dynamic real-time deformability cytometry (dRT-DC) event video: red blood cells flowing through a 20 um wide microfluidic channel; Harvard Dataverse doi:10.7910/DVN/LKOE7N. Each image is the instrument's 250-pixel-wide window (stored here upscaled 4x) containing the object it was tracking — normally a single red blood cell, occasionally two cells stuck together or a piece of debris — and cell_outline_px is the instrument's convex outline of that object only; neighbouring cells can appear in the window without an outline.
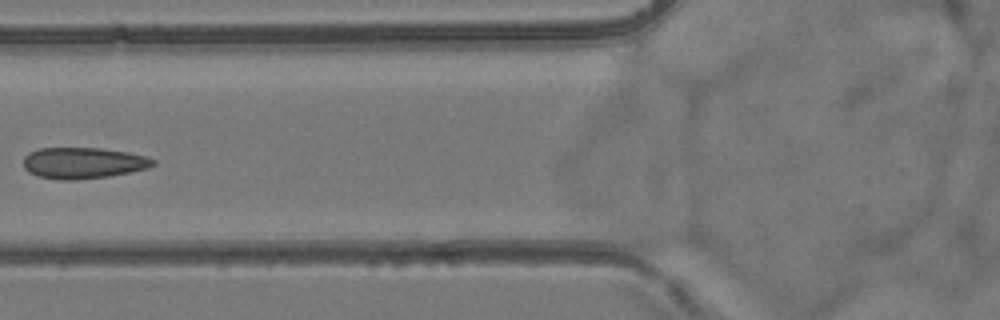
{"species": "common noctule bat (a hibernating species)", "species_latin": "Nyctalus noctula", "temperature_condition": "room temperature", "stored_images_in_passage": 6, "camera_frame_rate_fps": 3000, "um_per_image_px": 0.085, "animal": {"sex": "female", "body_mass_g": 24.6, "forearm_length_mm": 56.2}, "frame": {"image": 1, "passage_image": 5, "time_ms": 4.667, "image_size_px": [1000, 320], "cell_outline_px": [[156, 164], [148, 168], [108, 176], [76, 180], [60, 180], [36, 176], [28, 172], [24, 168], [24, 156], [28, 152], [36, 148], [104, 148], [128, 152], [148, 156], [156, 160]], "centroid_in_image_um": [7.06, 13.84], "position_along_channel_um": 118.7, "area_um2": 23.87}}
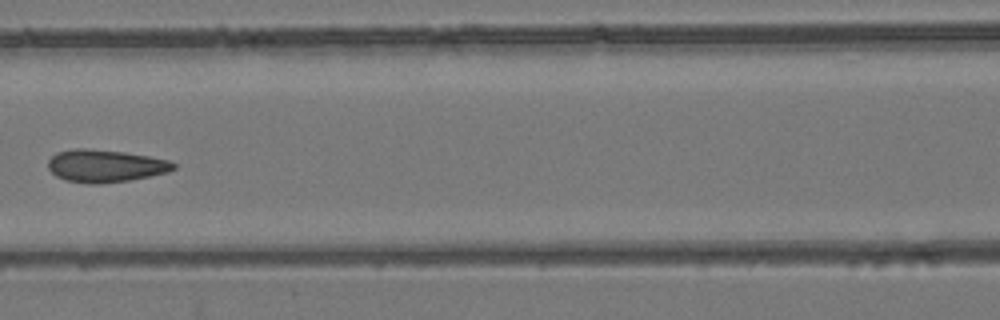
{"frame": {"image": 2, "passage_image": 6, "time_ms": 5.667, "image_size_px": [1000, 320], "cell_outline_px": [[176, 168], [168, 172], [128, 180], [100, 184], [88, 184], [64, 180], [56, 176], [48, 168], [48, 160], [56, 152], [76, 148], [84, 148], [124, 152], [148, 156], [168, 160], [176, 164]], "centroid_in_image_um": [8.92, 14.1], "position_along_channel_um": 157.7, "area_um2": 23.76}}